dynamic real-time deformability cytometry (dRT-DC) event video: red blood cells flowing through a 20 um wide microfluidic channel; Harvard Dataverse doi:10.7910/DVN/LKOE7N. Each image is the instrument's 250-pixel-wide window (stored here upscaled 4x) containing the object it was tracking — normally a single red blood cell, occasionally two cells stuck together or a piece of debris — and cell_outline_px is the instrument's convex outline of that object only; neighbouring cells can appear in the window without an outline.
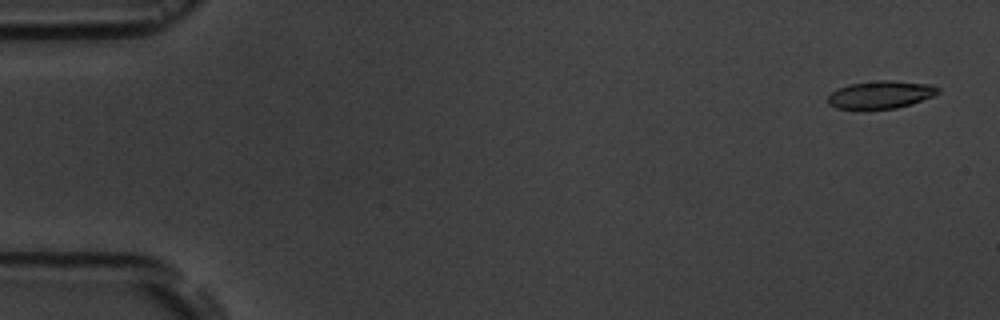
{"species": "common noctule bat (a hibernating species)", "species_latin": "Nyctalus noctula", "temperature_condition": "room temperature", "stored_images_in_passage": 5, "camera_frame_rate_fps": 3000, "um_per_image_px": 0.085, "animal": {"sex": "male", "body_mass_g": 19.5, "forearm_length_mm": 54.6}, "frame": {"image": 1, "passage_image": 1, "time_ms": 0.0, "image_size_px": [1000, 320], "cell_outline_px": [[940, 92], [932, 96], [912, 104], [896, 108], [868, 112], [864, 112], [836, 108], [828, 104], [828, 96], [836, 88], [848, 84], [880, 80], [892, 80], [932, 84], [940, 88]], "centroid_in_image_um": [74.81, 8.09], "position_along_channel_um": 10.2, "area_um2": 18.67}}
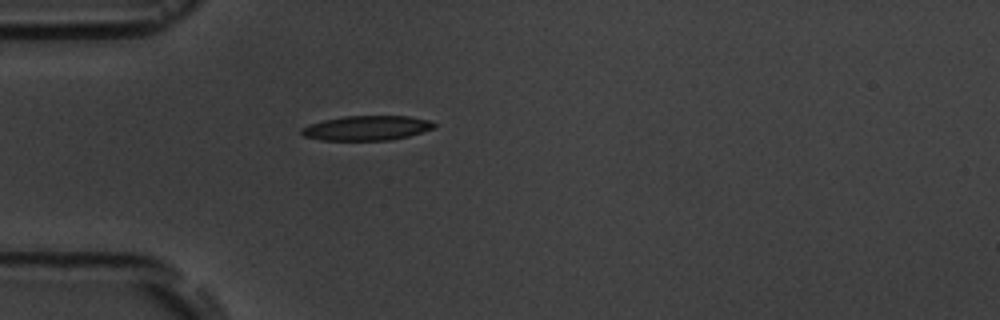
{"frame": {"image": 2, "passage_image": 5, "time_ms": 4.667, "image_size_px": [1000, 320], "cell_outline_px": [[436, 124], [432, 128], [408, 136], [388, 140], [320, 140], [304, 136], [300, 132], [300, 128], [308, 124], [324, 120], [344, 116], [408, 116], [432, 120]], "centroid_in_image_um": [31.13, 10.87], "position_along_channel_um": 53.9, "area_um2": 19.02}}